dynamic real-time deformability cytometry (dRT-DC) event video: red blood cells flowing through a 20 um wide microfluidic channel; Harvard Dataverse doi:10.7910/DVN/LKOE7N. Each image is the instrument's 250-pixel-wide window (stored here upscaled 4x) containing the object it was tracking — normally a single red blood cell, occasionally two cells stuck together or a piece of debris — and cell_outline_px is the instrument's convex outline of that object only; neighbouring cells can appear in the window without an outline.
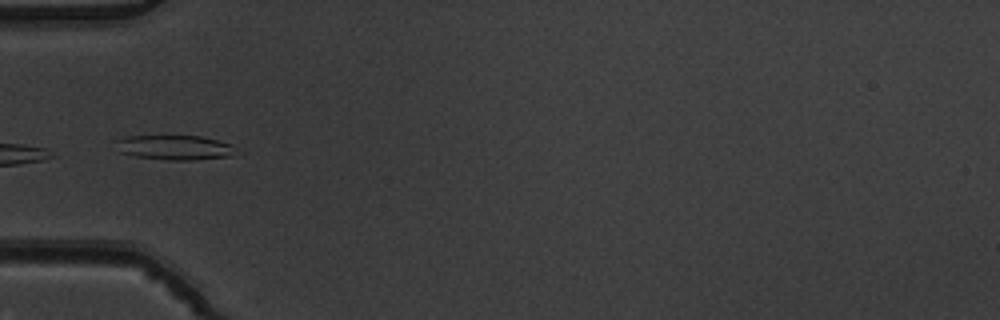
{"species": "common noctule bat (a hibernating species)", "species_latin": "Nyctalus noctula", "temperature_condition": "warm", "stored_images_in_passage": 3, "camera_frame_rate_fps": 3000, "um_per_image_px": 0.085, "animal": {"sex": "male", "body_mass_g": 19.5, "forearm_length_mm": 54.6}, "frame": {"image": 1, "passage_image": 1, "time_ms": 0.0, "image_size_px": [1000, 320], "cell_outline_px": [[248, 152], [232, 156], [192, 160], [168, 160], [136, 156], [120, 152], [112, 140], [124, 136], [200, 136], [232, 144]], "centroid_in_image_um": [14.96, 12.54], "position_along_channel_um": 70.0, "area_um2": 17.86}}
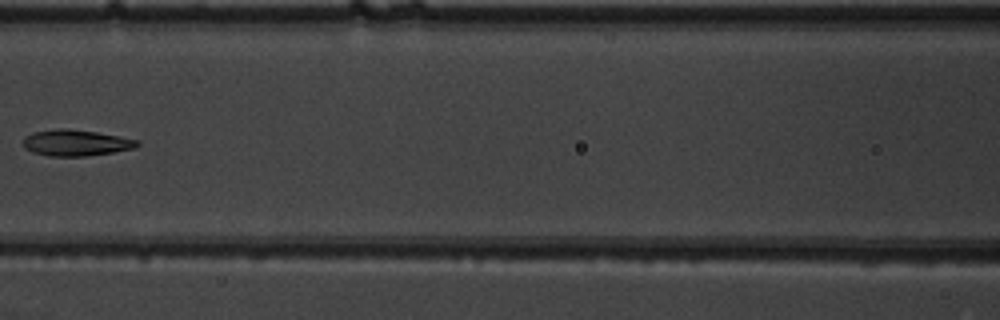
{"frame": {"image": 2, "passage_image": 3, "time_ms": 0.667, "image_size_px": [1000, 320], "cell_outline_px": [[140, 144], [136, 148], [112, 152], [84, 156], [48, 156], [32, 152], [24, 148], [20, 144], [24, 136], [32, 132], [56, 128], [64, 128], [96, 132], [120, 136], [140, 140]], "centroid_in_image_um": [6.4, 12.13], "position_along_channel_um": 160.2, "area_um2": 17.69}}